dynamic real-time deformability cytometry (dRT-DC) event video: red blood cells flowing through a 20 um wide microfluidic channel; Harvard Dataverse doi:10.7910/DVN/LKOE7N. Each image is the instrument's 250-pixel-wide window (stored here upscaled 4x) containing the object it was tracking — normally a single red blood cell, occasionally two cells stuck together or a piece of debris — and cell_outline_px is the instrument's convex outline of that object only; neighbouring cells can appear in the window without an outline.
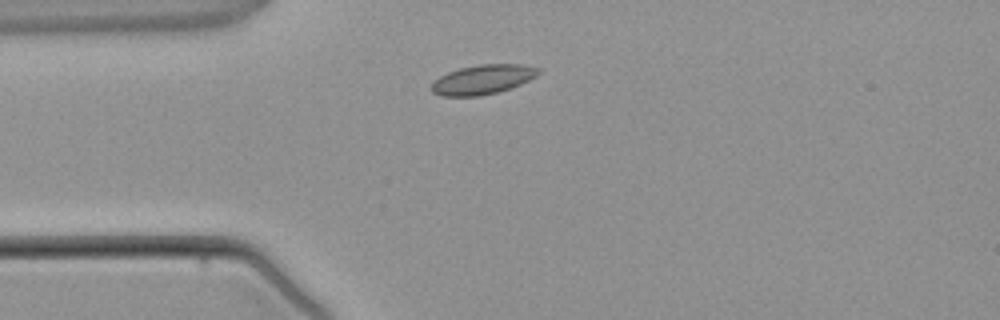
{"species": "common noctule bat (a hibernating species)", "species_latin": "Nyctalus noctula", "temperature_condition": "warm", "stored_images_in_passage": 1, "camera_frame_rate_fps": 3000, "um_per_image_px": 0.085, "animal": {"sex": "male", "body_mass_g": 21.5, "forearm_length_mm": 52.0}, "frame": {"image": 1, "passage_image": 1, "time_ms": 0.0, "image_size_px": [1000, 320], "cell_outline_px": [[540, 72], [536, 76], [520, 84], [496, 92], [480, 96], [440, 96], [432, 92], [432, 84], [440, 76], [448, 72], [460, 68], [480, 64], [524, 64], [540, 68]], "centroid_in_image_um": [41.04, 6.75], "position_along_channel_um": 44.0, "area_um2": 18.21}}